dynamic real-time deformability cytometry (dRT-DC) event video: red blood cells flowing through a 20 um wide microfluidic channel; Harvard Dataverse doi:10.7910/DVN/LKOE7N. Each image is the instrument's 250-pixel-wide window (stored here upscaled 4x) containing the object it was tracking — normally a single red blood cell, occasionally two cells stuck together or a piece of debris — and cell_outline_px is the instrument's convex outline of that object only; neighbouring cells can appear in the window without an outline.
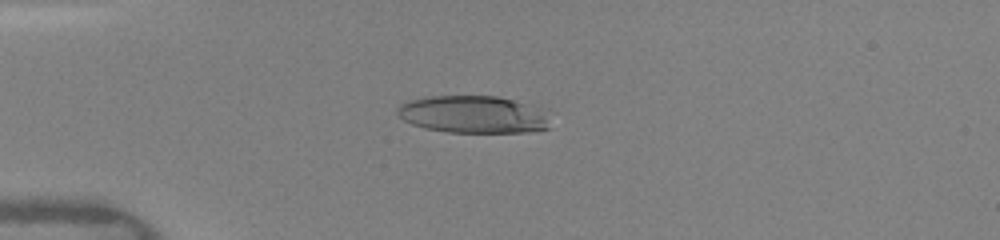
{"species": "human", "species_latin": "Homo sapiens", "temperature_condition": "warm", "stored_images_in_passage": 49, "camera_frame_rate_fps": 3000, "um_per_image_px": 0.085, "donor": {"sex": "female"}, "frame": {"image": 1, "passage_image": 14, "time_ms": 4.333, "image_size_px": [1000, 240], "cell_outline_px": [[548, 128], [524, 132], [448, 132], [428, 128], [412, 124], [404, 120], [400, 116], [400, 108], [404, 104], [412, 100], [432, 96], [496, 96], [512, 100], [520, 104], [540, 116], [544, 120]], "centroid_in_image_um": [40.06, 9.74], "position_along_channel_um": 44.9, "area_um2": 31.21}}
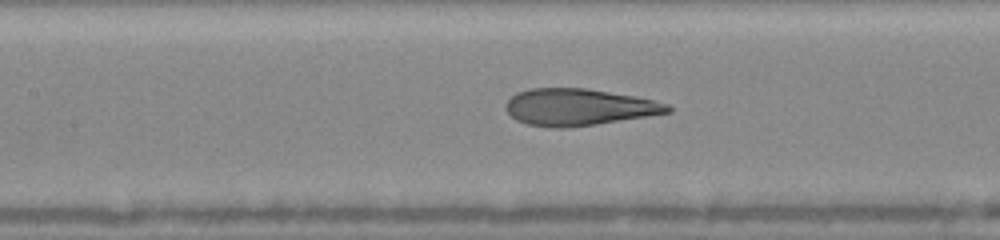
{"frame": {"image": 2, "passage_image": 24, "time_ms": 7.667, "image_size_px": [1000, 240], "cell_outline_px": [[672, 112], [592, 124], [560, 128], [528, 124], [516, 120], [504, 108], [508, 100], [516, 92], [532, 88], [584, 88], [632, 96], [652, 100], [668, 104], [672, 108]], "centroid_in_image_um": [49.15, 9.09], "position_along_channel_um": 158.3, "area_um2": 33.99}}
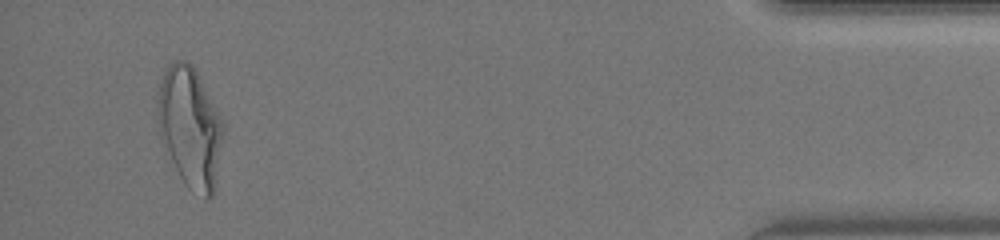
{"frame": {"image": 3, "passage_image": 47, "time_ms": 15.333, "image_size_px": [1000, 240], "cell_outline_px": [[224, 132], [216, 188], [212, 196], [208, 200], [188, 188], [184, 184], [172, 160], [156, 112], [156, 108], [160, 80], [168, 64], [176, 60], [184, 60], [192, 64], [196, 68], [224, 120]], "centroid_in_image_um": [16.22, 10.77], "position_along_channel_um": 419.0, "area_um2": 46.12}, "authors_computed_cell_mechanics": {"area_um2": 34.68, "velocity_mm_per_s": 4.2195, "shape_relaxation_time_tau1_ms": 5.5322, "shape_relaxation_time_tau2_ms": 0.8771, "deformation_change_tau1": 0.2522, "deformation_change_tau2": 0.0941}}